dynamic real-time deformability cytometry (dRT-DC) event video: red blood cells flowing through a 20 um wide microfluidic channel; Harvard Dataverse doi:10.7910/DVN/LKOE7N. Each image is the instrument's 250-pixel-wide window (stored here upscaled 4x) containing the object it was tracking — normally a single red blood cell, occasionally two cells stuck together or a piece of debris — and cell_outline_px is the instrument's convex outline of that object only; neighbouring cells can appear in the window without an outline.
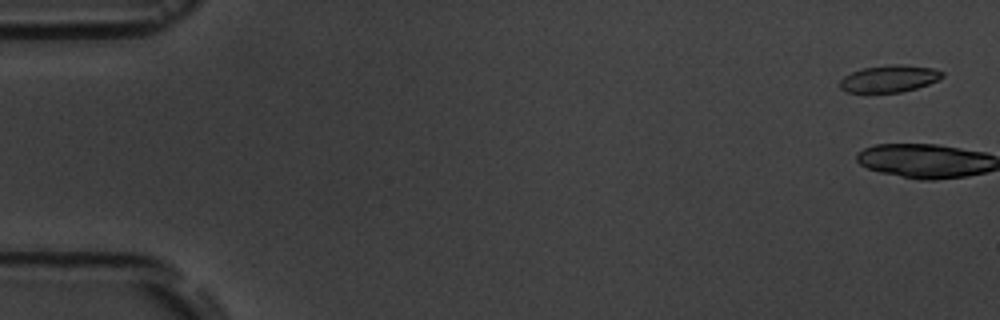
{"species": "common noctule bat (a hibernating species)", "species_latin": "Nyctalus noctula", "temperature_condition": "room temperature", "stored_images_in_passage": 6, "camera_frame_rate_fps": 3000, "um_per_image_px": 0.085, "animal": {"sex": "male", "body_mass_g": 19.5, "forearm_length_mm": 54.6}, "frame": {"image": 1, "passage_image": 1, "time_ms": 0.0, "image_size_px": [1000, 320], "cell_outline_px": [[944, 76], [940, 80], [916, 88], [900, 92], [848, 92], [840, 88], [840, 80], [844, 76], [852, 72], [864, 68], [888, 64], [904, 64], [932, 68], [944, 72]], "centroid_in_image_um": [75.62, 6.67], "position_along_channel_um": 9.4, "area_um2": 16.13}}